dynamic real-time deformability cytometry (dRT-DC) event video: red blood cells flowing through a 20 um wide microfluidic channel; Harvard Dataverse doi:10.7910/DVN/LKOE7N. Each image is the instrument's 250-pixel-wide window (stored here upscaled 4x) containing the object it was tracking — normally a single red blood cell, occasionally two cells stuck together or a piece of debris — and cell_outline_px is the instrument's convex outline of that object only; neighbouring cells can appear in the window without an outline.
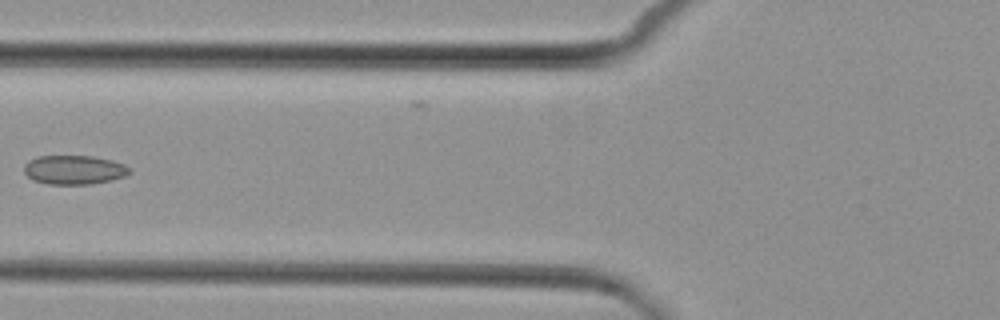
{"species": "common noctule bat (a hibernating species)", "species_latin": "Nyctalus noctula", "temperature_condition": "cold", "stored_images_in_passage": 5, "camera_frame_rate_fps": 3000, "um_per_image_px": 0.085, "animal": {"sex": "female", "body_mass_g": 29.2, "forearm_length_mm": 56.3}, "frame": {"image": 1, "passage_image": 5, "time_ms": 5.667, "image_size_px": [1000, 320], "cell_outline_px": [[132, 172], [124, 176], [112, 180], [88, 184], [48, 184], [32, 180], [24, 172], [24, 164], [28, 160], [36, 156], [92, 156], [112, 160], [124, 164], [132, 168]], "centroid_in_image_um": [6.3, 14.43], "position_along_channel_um": 119.5, "area_um2": 18.03}}